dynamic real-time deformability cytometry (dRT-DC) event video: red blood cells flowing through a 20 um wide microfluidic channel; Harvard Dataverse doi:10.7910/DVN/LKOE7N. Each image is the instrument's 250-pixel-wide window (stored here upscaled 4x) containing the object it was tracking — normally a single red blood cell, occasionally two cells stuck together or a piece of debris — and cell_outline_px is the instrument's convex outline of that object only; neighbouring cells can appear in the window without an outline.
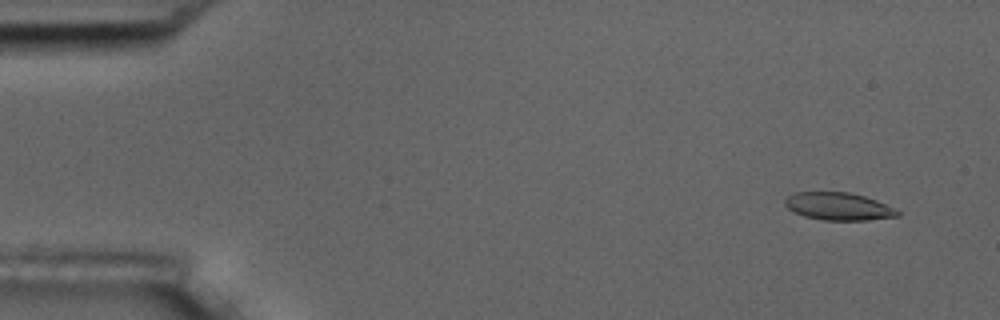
{"species": "common noctule bat (a hibernating species)", "species_latin": "Nyctalus noctula", "temperature_condition": "room temperature", "stored_images_in_passage": 4, "camera_frame_rate_fps": 3000, "um_per_image_px": 0.085, "animal": {"sex": "male", "body_mass_g": 17.5, "forearm_length_mm": 52.3}, "frame": {"image": 1, "passage_image": 1, "time_ms": 0.0, "image_size_px": [1000, 320], "cell_outline_px": [[900, 216], [868, 220], [820, 220], [804, 216], [792, 212], [784, 204], [784, 200], [788, 196], [796, 192], [848, 192], [864, 196], [876, 200], [900, 212]], "centroid_in_image_um": [71.23, 17.55], "position_along_channel_um": 13.8, "area_um2": 18.09}}
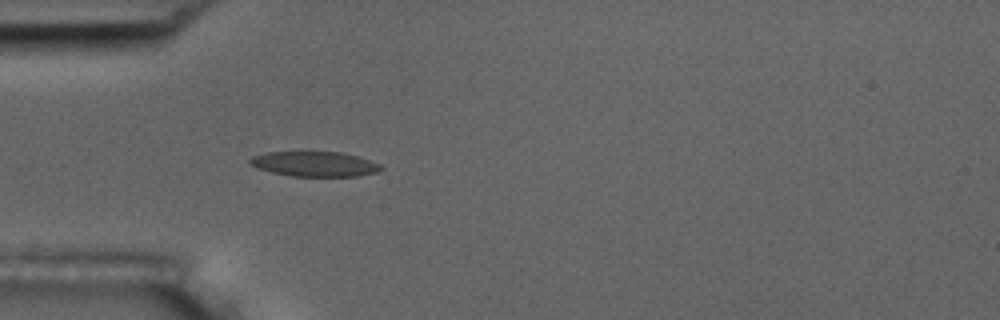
{"frame": {"image": 2, "passage_image": 4, "time_ms": 1.0, "image_size_px": [1000, 320], "cell_outline_px": [[384, 168], [376, 172], [356, 176], [292, 176], [272, 172], [256, 168], [248, 164], [248, 160], [252, 156], [268, 152], [340, 152], [356, 156], [380, 164]], "centroid_in_image_um": [26.69, 13.94], "position_along_channel_um": 58.3, "area_um2": 18.96}}